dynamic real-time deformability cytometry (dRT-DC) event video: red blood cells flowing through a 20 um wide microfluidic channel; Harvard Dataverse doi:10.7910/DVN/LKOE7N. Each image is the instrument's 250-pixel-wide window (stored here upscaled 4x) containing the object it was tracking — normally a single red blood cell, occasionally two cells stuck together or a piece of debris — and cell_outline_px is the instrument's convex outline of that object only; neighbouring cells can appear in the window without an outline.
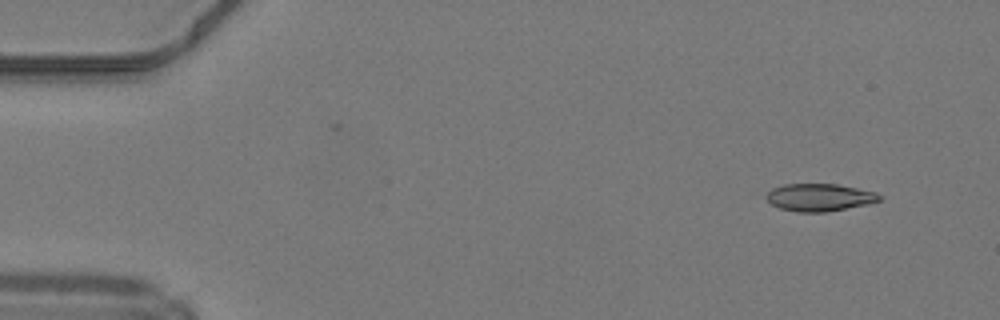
{"species": "common noctule bat (a hibernating species)", "species_latin": "Nyctalus noctula", "temperature_condition": "warm", "stored_images_in_passage": 46, "camera_frame_rate_fps": 3000, "um_per_image_px": 0.085, "animal": {"sex": "male", "body_mass_g": 19.2, "forearm_length_mm": 51.8}, "frame": {"image": 1, "passage_image": 1, "time_ms": 0.0, "image_size_px": [1000, 320], "cell_outline_px": [[884, 196], [880, 200], [868, 204], [828, 212], [796, 212], [780, 208], [772, 204], [764, 196], [772, 188], [784, 184], [836, 184], [876, 192]], "centroid_in_image_um": [69.66, 16.78], "position_along_channel_um": 15.3, "area_um2": 18.21}}
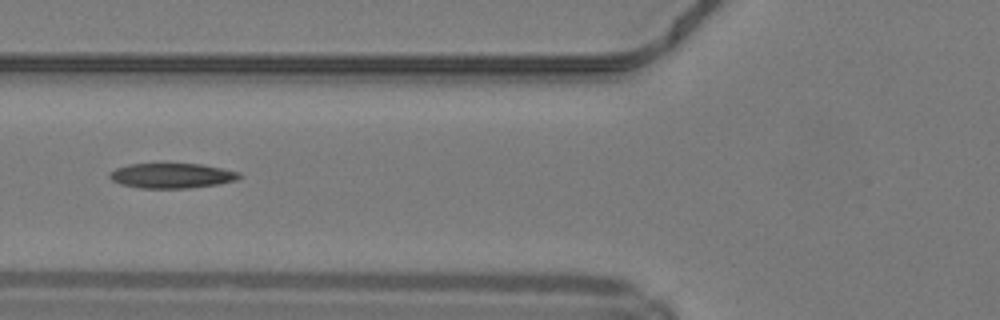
{"frame": {"image": 2, "passage_image": 16, "time_ms": 5.0, "image_size_px": [1000, 320], "cell_outline_px": [[244, 176], [236, 180], [220, 184], [188, 188], [140, 188], [120, 184], [112, 180], [108, 176], [108, 172], [116, 168], [128, 164], [200, 164], [240, 172]], "centroid_in_image_um": [14.6, 14.94], "position_along_channel_um": 111.2, "area_um2": 18.96}}
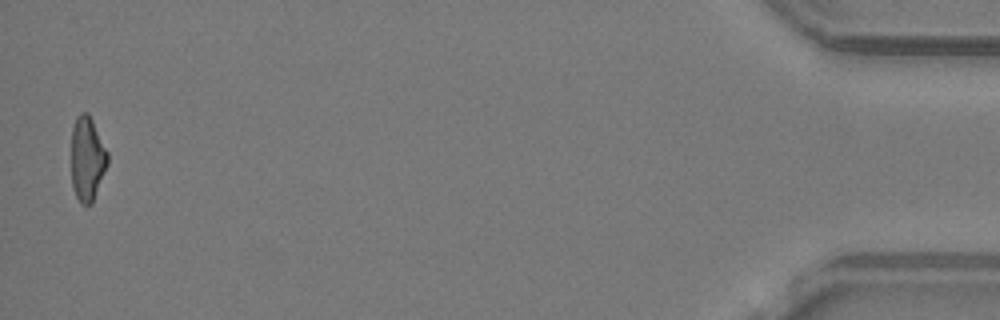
{"frame": {"image": 3, "passage_image": 45, "time_ms": 14.667, "image_size_px": [1000, 320], "cell_outline_px": [[108, 164], [92, 204], [80, 204], [76, 196], [72, 184], [72, 128], [76, 116], [80, 112], [88, 112], [108, 152]], "centroid_in_image_um": [7.42, 13.49], "position_along_channel_um": 427.8, "area_um2": 17.86}, "authors_computed_cell_mechanics": {"area_um2": 18.7272, "velocity_mm_per_s": 4.2527, "shape_relaxation_time_tau1_ms": null, "shape_relaxation_time_tau2_ms": 4.9634, "deformation_change_tau1": null, "deformation_change_tau2": 0.1372}}